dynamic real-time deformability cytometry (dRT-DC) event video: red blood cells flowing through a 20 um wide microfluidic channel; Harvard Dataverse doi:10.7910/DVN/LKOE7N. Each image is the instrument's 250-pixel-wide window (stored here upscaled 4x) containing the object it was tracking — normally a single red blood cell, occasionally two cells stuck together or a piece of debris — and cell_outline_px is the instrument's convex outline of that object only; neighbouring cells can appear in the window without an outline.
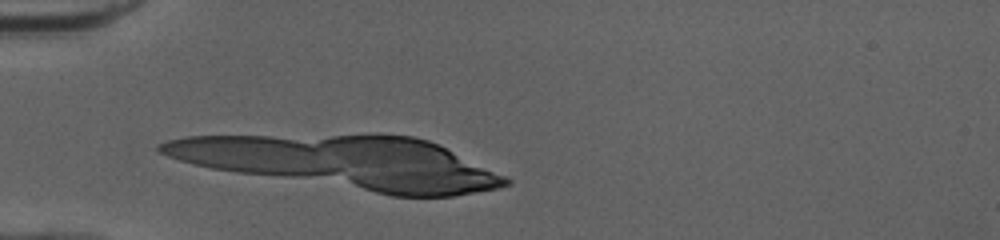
{"species": "human", "species_latin": "Homo sapiens", "temperature_condition": "cold", "stored_images_in_passage": 24, "camera_frame_rate_fps": 3000, "um_per_image_px": 0.085, "donor": {"sex": "female"}, "frame": {"image": 1, "passage_image": 7, "time_ms": 2.0, "image_size_px": [1000, 240], "cell_outline_px": [[508, 180], [504, 184], [488, 188], [444, 196], [400, 196], [368, 188], [360, 184], [320, 144], [328, 140], [344, 136], [404, 136], [424, 140], [436, 144]], "centroid_in_image_um": [34.74, 14.14], "position_along_channel_um": 50.3, "area_um2": 53.0}}